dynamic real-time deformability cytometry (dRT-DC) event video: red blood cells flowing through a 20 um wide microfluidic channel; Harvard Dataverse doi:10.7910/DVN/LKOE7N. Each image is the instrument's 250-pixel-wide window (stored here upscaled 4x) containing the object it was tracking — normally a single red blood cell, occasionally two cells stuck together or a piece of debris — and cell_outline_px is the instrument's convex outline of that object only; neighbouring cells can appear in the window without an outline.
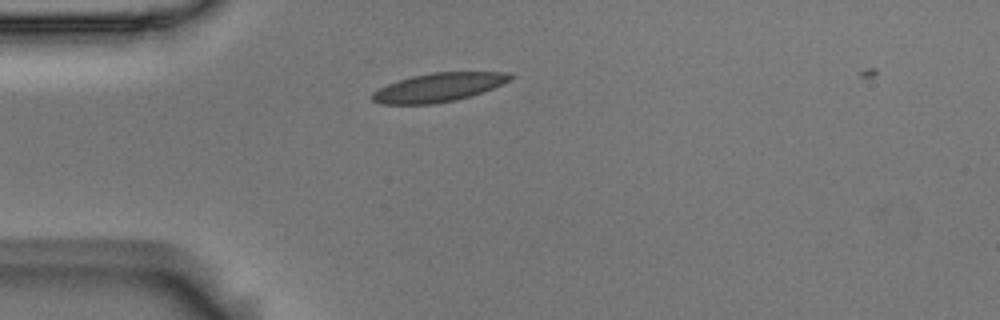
{"species": "Egyptian fruit bat (a non-hibernating species)", "species_latin": "Rousettus aegyptiacus", "temperature_condition": "room temperature", "stored_images_in_passage": 43, "camera_frame_rate_fps": 3000, "um_per_image_px": 0.085, "animal": {"sex": "male"}, "frame": {"image": 1, "passage_image": 4, "time_ms": 1.0, "image_size_px": [1000, 320], "cell_outline_px": [[516, 76], [512, 80], [492, 88], [456, 100], [436, 104], [380, 104], [372, 100], [372, 92], [388, 84], [412, 76], [432, 72], [508, 72]], "centroid_in_image_um": [37.3, 7.42], "position_along_channel_um": 47.7, "area_um2": 23.0}}
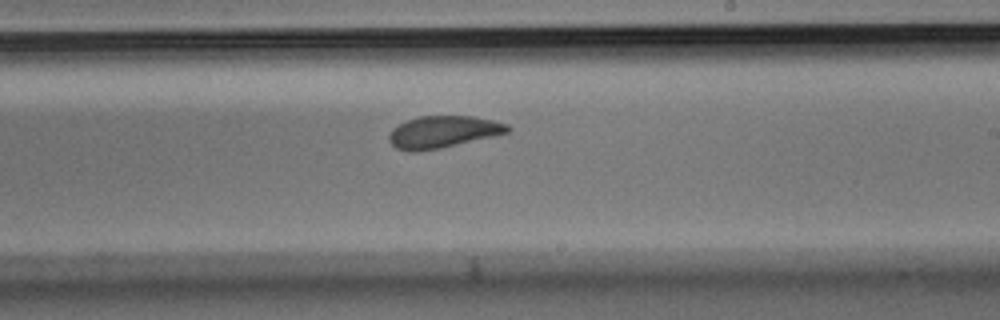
{"frame": {"image": 2, "passage_image": 22, "time_ms": 7.0, "image_size_px": [1000, 320], "cell_outline_px": [[512, 128], [508, 132], [496, 136], [440, 148], [416, 152], [408, 152], [396, 148], [388, 140], [388, 136], [392, 128], [408, 120], [420, 116], [472, 116], [492, 120], [508, 124]], "centroid_in_image_um": [37.66, 11.22], "position_along_channel_um": 251.3, "area_um2": 22.2}}
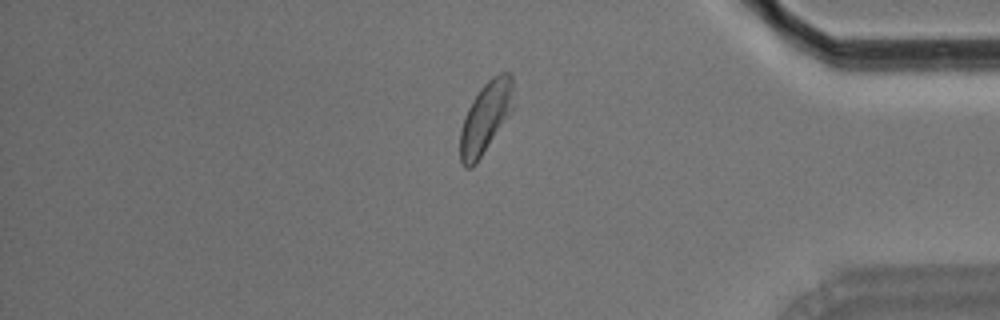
{"frame": {"image": 3, "passage_image": 36, "time_ms": 11.667, "image_size_px": [1000, 320], "cell_outline_px": [[512, 108], [508, 116], [476, 164], [472, 168], [464, 168], [460, 160], [460, 128], [464, 116], [472, 100], [480, 88], [492, 76], [500, 72], [512, 72]], "centroid_in_image_um": [41.24, 9.99], "position_along_channel_um": 394.0, "area_um2": 22.02}}